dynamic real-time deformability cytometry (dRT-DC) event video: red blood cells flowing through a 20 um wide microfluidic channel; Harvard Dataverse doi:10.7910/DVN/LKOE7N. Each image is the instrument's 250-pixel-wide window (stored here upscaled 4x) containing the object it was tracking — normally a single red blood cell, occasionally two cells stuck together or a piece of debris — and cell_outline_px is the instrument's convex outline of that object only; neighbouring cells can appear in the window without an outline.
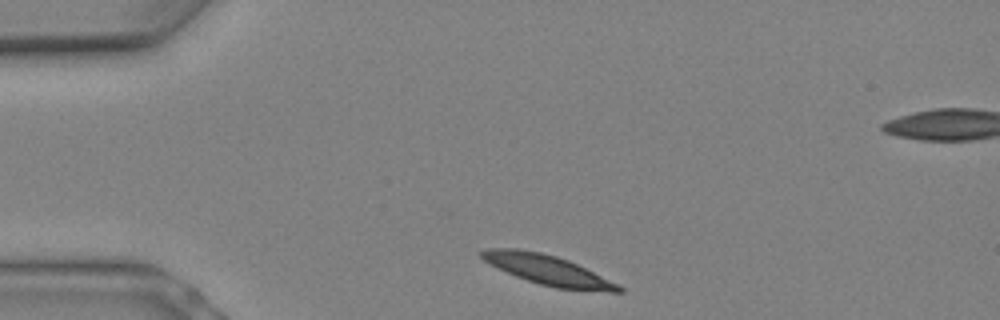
{"species": "Egyptian fruit bat (a non-hibernating species)", "species_latin": "Rousettus aegyptiacus", "temperature_condition": "warm", "stored_images_in_passage": 7, "camera_frame_rate_fps": 3000, "um_per_image_px": 0.085, "animal": {"sex": "female"}, "frame": {"image": 1, "passage_image": 1, "time_ms": 0.0, "image_size_px": [1000, 320], "cell_outline_px": [[624, 292], [608, 292], [556, 288], [540, 284], [516, 276], [484, 260], [480, 256], [480, 252], [488, 248], [516, 248], [540, 252], [556, 256], [568, 260], [620, 284], [624, 288]], "centroid_in_image_um": [46.63, 22.96], "position_along_channel_um": 38.4, "area_um2": 23.58}}
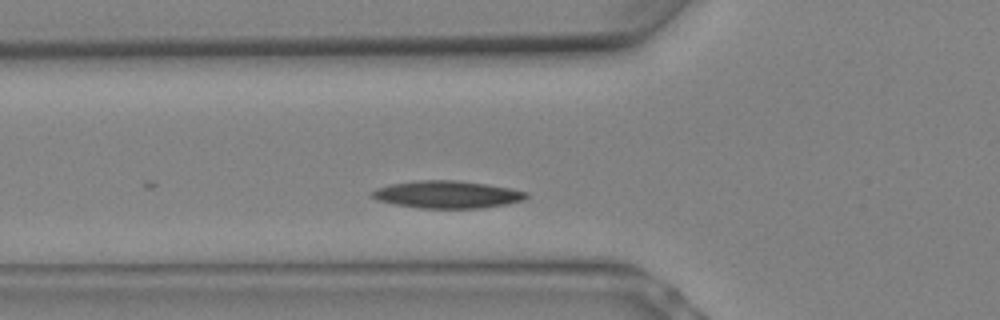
{"frame": {"image": 2, "passage_image": 4, "time_ms": 1.0, "image_size_px": [1000, 320], "cell_outline_px": [[528, 196], [524, 200], [508, 204], [480, 208], [420, 208], [396, 204], [376, 200], [372, 196], [372, 192], [376, 188], [388, 184], [420, 180], [456, 180], [484, 184], [508, 188], [528, 192]], "centroid_in_image_um": [38.0, 16.53], "position_along_channel_um": 87.8, "area_um2": 24.51}}